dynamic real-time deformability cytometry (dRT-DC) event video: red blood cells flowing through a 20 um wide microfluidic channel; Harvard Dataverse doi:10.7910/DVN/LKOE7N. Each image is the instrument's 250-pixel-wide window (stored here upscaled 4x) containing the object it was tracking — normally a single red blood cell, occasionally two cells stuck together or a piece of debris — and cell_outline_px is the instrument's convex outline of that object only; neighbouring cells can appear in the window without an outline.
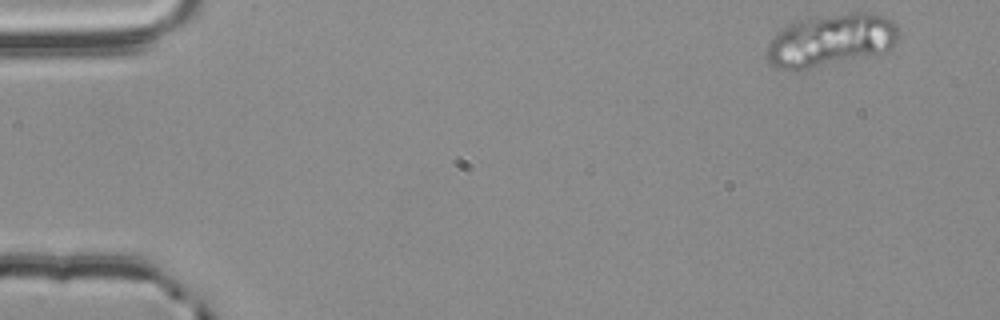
{"species": "common noctule bat (a hibernating species)", "species_latin": "Nyctalus noctula", "temperature_condition": "room temperature", "stored_images_in_passage": 52, "camera_frame_rate_fps": 3000, "um_per_image_px": 0.085, "animal": {"sex": "male", "body_mass_g": 20.4}, "frame": {"image": 1, "passage_image": 1, "time_ms": 0.0, "image_size_px": [1000, 320], "cell_outline_px": [[900, 40], [888, 52], [876, 56], [796, 72], [776, 68], [768, 64], [764, 56], [764, 52], [768, 44], [776, 32], [792, 20], [852, 12], [864, 12], [884, 16], [892, 20], [896, 24], [900, 32]], "centroid_in_image_um": [70.62, 3.46], "position_along_channel_um": 14.4, "area_um2": 42.25}}
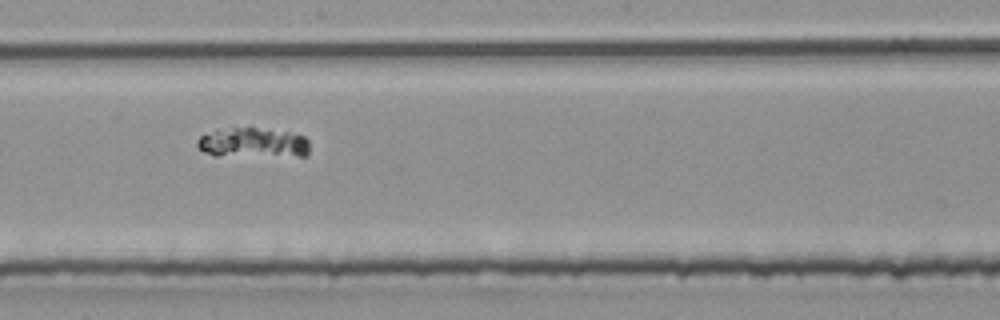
{"frame": {"image": 2, "passage_image": 28, "time_ms": 9.0, "image_size_px": [1000, 320], "cell_outline_px": [[308, 156], [212, 156], [204, 152], [196, 144], [196, 140], [200, 136], [216, 128], [256, 128], [288, 132], [304, 136], [308, 140]], "centroid_in_image_um": [21.46, 12.15], "position_along_channel_um": 226.7, "area_um2": 19.88}}
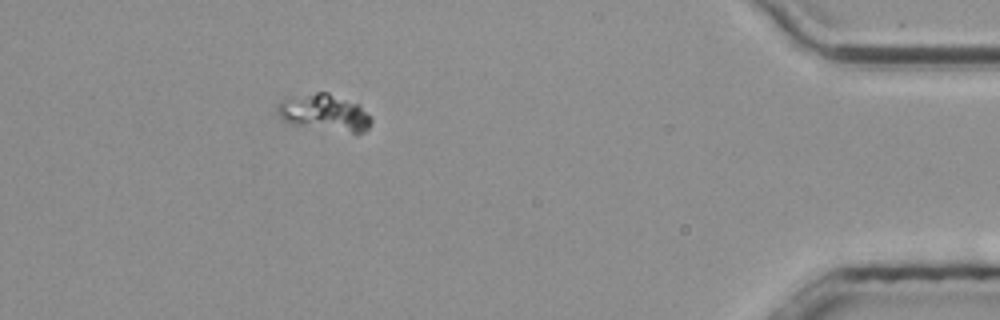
{"frame": {"image": 3, "passage_image": 47, "time_ms": 15.333, "image_size_px": [1000, 320], "cell_outline_px": [[372, 120], [368, 128], [364, 132], [356, 136], [292, 124], [284, 120], [276, 112], [276, 104], [280, 100], [288, 96], [316, 92], [328, 92], [360, 104]], "centroid_in_image_um": [27.59, 9.6], "position_along_channel_um": 407.6, "area_um2": 20.98}}